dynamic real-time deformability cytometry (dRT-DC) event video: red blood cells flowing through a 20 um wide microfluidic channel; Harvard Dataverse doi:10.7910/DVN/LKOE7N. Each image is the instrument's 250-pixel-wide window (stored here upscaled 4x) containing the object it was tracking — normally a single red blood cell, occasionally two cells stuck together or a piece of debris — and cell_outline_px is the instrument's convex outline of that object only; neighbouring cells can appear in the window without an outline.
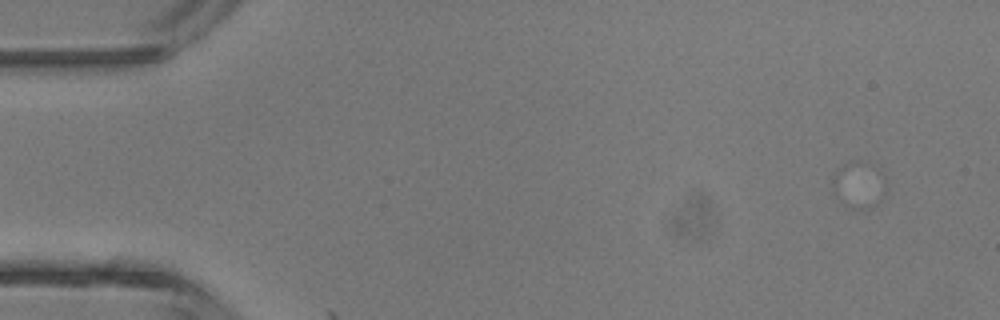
{"species": "common noctule bat (a hibernating species)", "species_latin": "Nyctalus noctula", "temperature_condition": "room temperature", "stored_images_in_passage": 1, "camera_frame_rate_fps": 3000, "um_per_image_px": 0.085, "animal": {"sex": "male", "body_mass_g": 13.3}, "frame": {"image": 1, "passage_image": 1, "time_ms": 0.0, "image_size_px": [1000, 320], "cell_outline_px": [[888, 188], [884, 196], [868, 212], [848, 208], [832, 192], [832, 172], [836, 168], [848, 160], [868, 160], [880, 168], [884, 176]], "centroid_in_image_um": [73.01, 15.68], "position_along_channel_um": 12.0, "area_um2": 15.9}}